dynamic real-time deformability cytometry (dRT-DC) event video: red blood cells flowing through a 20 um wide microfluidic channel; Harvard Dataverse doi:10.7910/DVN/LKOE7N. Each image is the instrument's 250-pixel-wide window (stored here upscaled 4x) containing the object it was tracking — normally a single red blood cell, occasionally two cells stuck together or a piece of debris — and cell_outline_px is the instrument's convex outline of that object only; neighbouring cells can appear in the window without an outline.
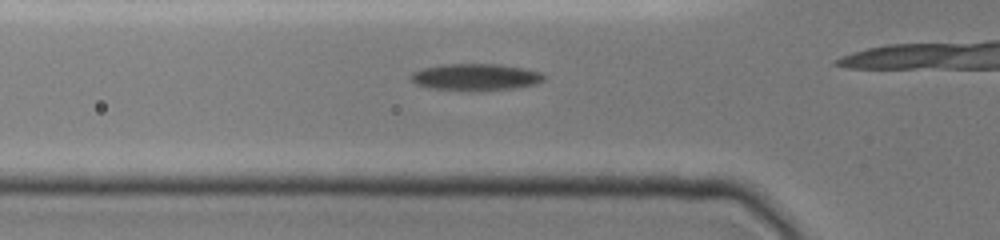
{"species": "common noctule bat (a hibernating species)", "species_latin": "Nyctalus noctula", "temperature_condition": "cold", "stored_images_in_passage": 19, "camera_frame_rate_fps": 3000, "um_per_image_px": 0.085, "animal": {"sex": "female", "body_mass_g": 19.0, "forearm_length_mm": 51.5}, "frame": {"image": 1, "passage_image": 6, "time_ms": 3.0, "image_size_px": [1000, 240], "cell_outline_px": [[544, 80], [536, 84], [516, 88], [480, 92], [468, 92], [428, 88], [416, 84], [408, 76], [412, 72], [420, 68], [440, 64], [500, 64], [524, 68], [540, 72], [544, 76]], "centroid_in_image_um": [40.38, 6.57], "position_along_channel_um": 85.4, "area_um2": 21.5}}